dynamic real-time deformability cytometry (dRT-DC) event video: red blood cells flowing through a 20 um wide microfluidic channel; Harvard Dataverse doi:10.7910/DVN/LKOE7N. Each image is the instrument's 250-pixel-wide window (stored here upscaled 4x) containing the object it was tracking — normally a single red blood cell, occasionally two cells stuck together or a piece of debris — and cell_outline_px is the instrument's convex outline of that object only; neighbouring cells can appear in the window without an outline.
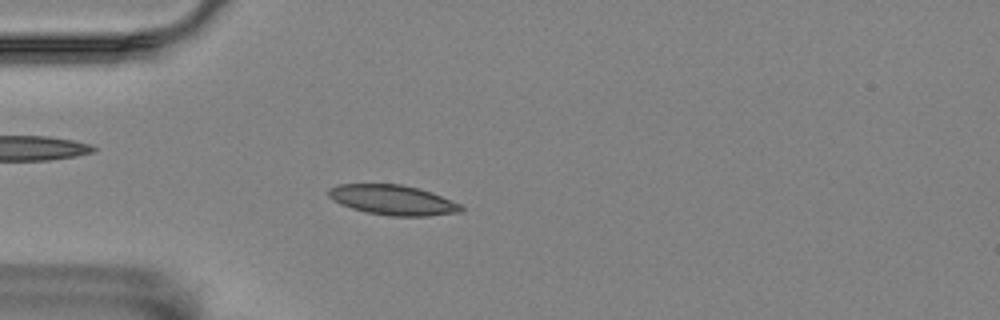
{"species": "Egyptian fruit bat (a non-hibernating species)", "species_latin": "Rousettus aegyptiacus", "temperature_condition": "room temperature", "stored_images_in_passage": 56, "camera_frame_rate_fps": 3000, "um_per_image_px": 0.085, "animal": {"sex": "female"}, "frame": {"image": 1, "passage_image": 15, "time_ms": 4.667, "image_size_px": [1000, 320], "cell_outline_px": [[464, 212], [428, 216], [388, 216], [364, 212], [340, 204], [332, 200], [328, 196], [328, 188], [336, 184], [400, 184], [420, 188], [432, 192], [460, 204], [464, 208]], "centroid_in_image_um": [33.38, 17.0], "position_along_channel_um": 51.6, "area_um2": 23.47}}
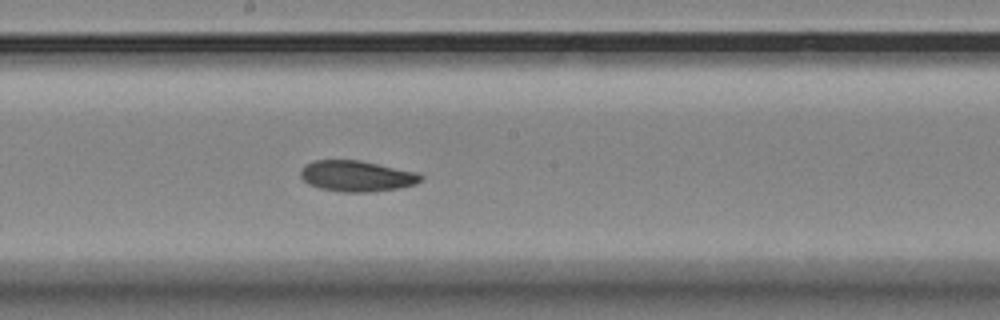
{"frame": {"image": 2, "passage_image": 30, "time_ms": 9.667, "image_size_px": [1000, 320], "cell_outline_px": [[424, 180], [416, 184], [400, 188], [368, 192], [340, 192], [320, 188], [308, 184], [300, 176], [300, 168], [304, 164], [316, 160], [360, 160], [416, 172], [424, 176]], "centroid_in_image_um": [30.32, 14.97], "position_along_channel_um": 217.9, "area_um2": 21.85}}
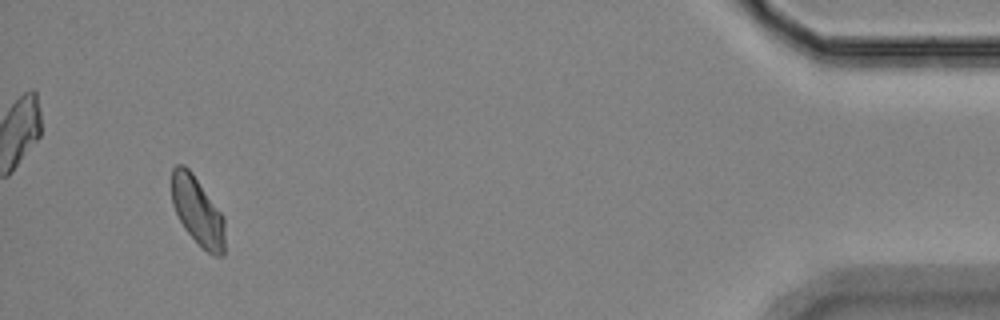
{"frame": {"image": 3, "passage_image": 53, "time_ms": 17.333, "image_size_px": [1000, 320], "cell_outline_px": [[224, 256], [212, 256], [184, 228], [172, 204], [172, 168], [176, 164], [184, 164], [192, 172], [224, 216]], "centroid_in_image_um": [16.8, 17.92], "position_along_channel_um": 418.4, "area_um2": 21.04}, "authors_computed_cell_mechanics": {"area_um2": 21.5594, "velocity_mm_per_s": 3.5144, "shape_relaxation_time_tau1_ms": null, "shape_relaxation_time_tau2_ms": 5.8021, "deformation_change_tau1": null, "deformation_change_tau2": 0.088}}